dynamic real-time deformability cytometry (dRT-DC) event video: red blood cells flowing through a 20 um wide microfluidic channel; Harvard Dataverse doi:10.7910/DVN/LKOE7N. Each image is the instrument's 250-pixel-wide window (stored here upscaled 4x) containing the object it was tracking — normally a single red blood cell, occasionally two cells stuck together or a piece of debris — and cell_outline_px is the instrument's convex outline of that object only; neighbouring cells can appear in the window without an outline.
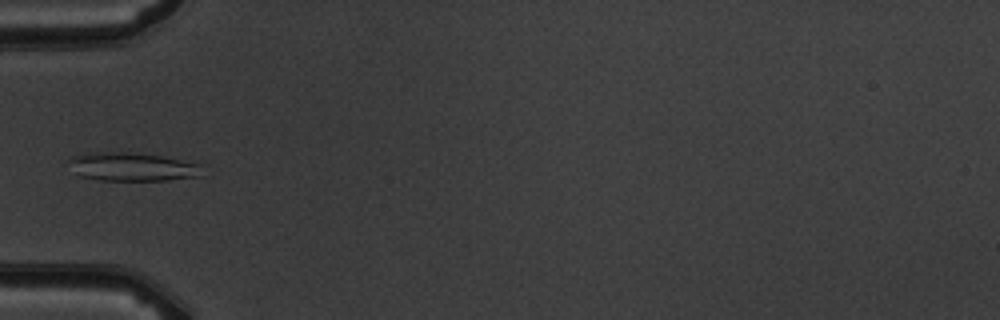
{"species": "common noctule bat (a hibernating species)", "species_latin": "Nyctalus noctula", "temperature_condition": "warm", "stored_images_in_passage": 6, "camera_frame_rate_fps": 3000, "um_per_image_px": 0.085, "animal": {"sex": "male", "body_mass_g": 19.5, "forearm_length_mm": 54.6}, "frame": {"image": 1, "passage_image": 5, "time_ms": 5.333, "image_size_px": [1000, 320], "cell_outline_px": [[200, 176], [168, 180], [100, 180], [80, 176], [76, 172], [68, 160], [72, 156], [84, 152], [124, 152], [164, 156], [200, 164]], "centroid_in_image_um": [11.21, 14.17], "position_along_channel_um": 73.8, "area_um2": 21.96}}